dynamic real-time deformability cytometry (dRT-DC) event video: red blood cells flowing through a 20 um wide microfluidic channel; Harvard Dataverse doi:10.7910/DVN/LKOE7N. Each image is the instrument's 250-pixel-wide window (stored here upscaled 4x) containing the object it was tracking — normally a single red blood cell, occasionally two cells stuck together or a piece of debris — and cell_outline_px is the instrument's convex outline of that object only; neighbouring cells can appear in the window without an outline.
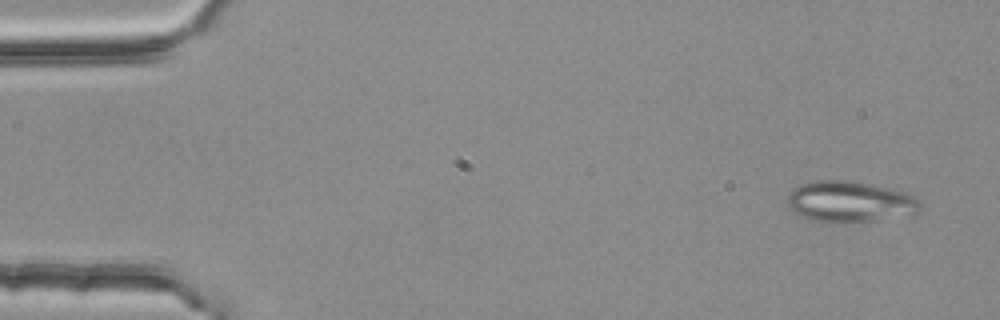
{"species": "common noctule bat (a hibernating species)", "species_latin": "Nyctalus noctula", "temperature_condition": "room temperature", "stored_images_in_passage": 3, "camera_frame_rate_fps": 3000, "um_per_image_px": 0.085, "animal": {"sex": "female", "body_mass_g": 25.1}, "frame": {"image": 1, "passage_image": 1, "time_ms": 0.0, "image_size_px": [1000, 320], "cell_outline_px": [[920, 212], [916, 216], [872, 220], [808, 220], [788, 208], [788, 192], [800, 184], [816, 180], [852, 180], [908, 192], [916, 196], [920, 200]], "centroid_in_image_um": [72.32, 17.11], "position_along_channel_um": 12.7, "area_um2": 31.79}}